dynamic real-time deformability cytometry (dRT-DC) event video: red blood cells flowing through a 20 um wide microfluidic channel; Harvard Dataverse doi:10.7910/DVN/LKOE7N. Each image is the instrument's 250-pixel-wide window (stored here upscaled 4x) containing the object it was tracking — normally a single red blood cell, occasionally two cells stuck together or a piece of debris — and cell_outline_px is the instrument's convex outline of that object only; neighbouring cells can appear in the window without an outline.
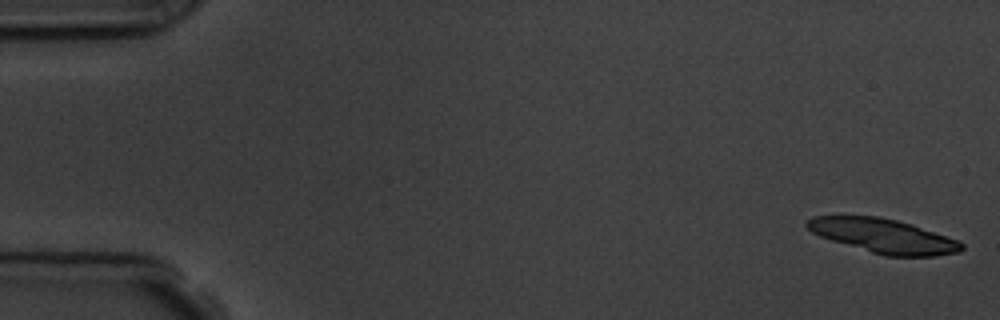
{"species": "common noctule bat (a hibernating species)", "species_latin": "Nyctalus noctula", "temperature_condition": "room temperature", "stored_images_in_passage": 6, "camera_frame_rate_fps": 3000, "um_per_image_px": 0.085, "animal": {"sex": "male", "body_mass_g": 19.5, "forearm_length_mm": 54.6}, "frame": {"image": 1, "passage_image": 1, "time_ms": 0.0, "image_size_px": [1000, 320], "cell_outline_px": [[964, 248], [960, 252], [936, 256], [884, 256], [832, 240], [820, 236], [812, 232], [804, 224], [812, 216], [880, 216], [912, 224], [960, 240], [964, 244]], "centroid_in_image_um": [75.14, 20.05], "position_along_channel_um": 9.9, "area_um2": 30.81}}
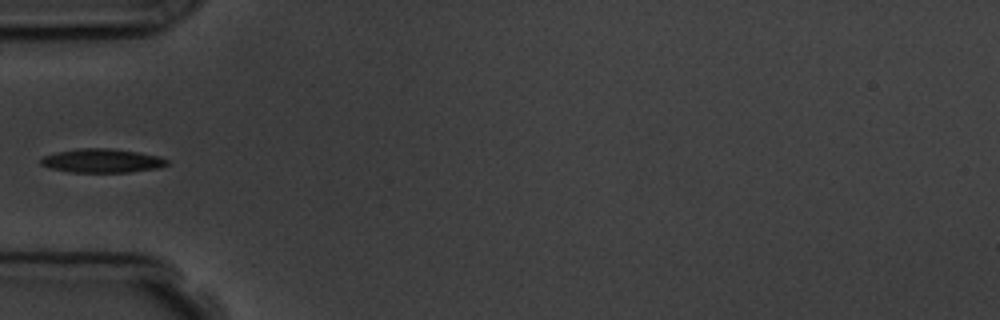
{"frame": {"image": 2, "passage_image": 5, "time_ms": 5.667, "image_size_px": [1000, 320], "cell_outline_px": [[168, 164], [160, 168], [128, 172], [68, 172], [52, 168], [40, 164], [40, 160], [44, 156], [60, 152], [80, 148], [112, 148], [140, 152], [160, 156], [168, 160]], "centroid_in_image_um": [8.73, 13.66], "position_along_channel_um": 76.3, "area_um2": 17.51}}